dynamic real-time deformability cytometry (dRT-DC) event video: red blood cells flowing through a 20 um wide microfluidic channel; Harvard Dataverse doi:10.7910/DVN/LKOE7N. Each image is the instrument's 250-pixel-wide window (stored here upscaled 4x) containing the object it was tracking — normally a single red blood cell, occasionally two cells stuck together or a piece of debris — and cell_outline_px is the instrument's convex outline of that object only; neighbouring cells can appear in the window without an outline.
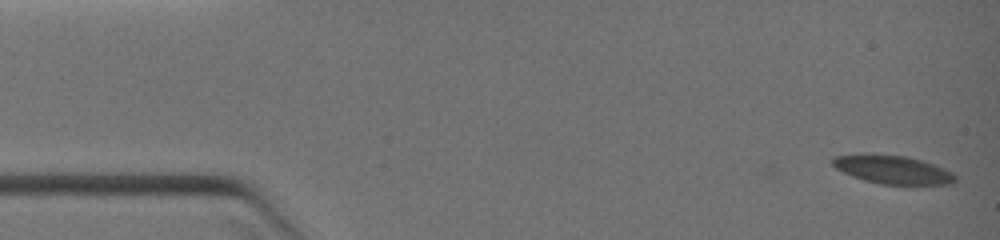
{"species": "common noctule bat (a hibernating species)", "species_latin": "Nyctalus noctula", "temperature_condition": "warm", "stored_images_in_passage": 28, "camera_frame_rate_fps": 3000, "um_per_image_px": 0.085, "animal": {"sex": "female", "body_mass_g": 19.0, "forearm_length_mm": 51.5}, "frame": {"image": 1, "passage_image": 1, "time_ms": 0.0, "image_size_px": [1000, 240], "cell_outline_px": [[956, 180], [952, 184], [884, 184], [864, 180], [852, 176], [836, 168], [832, 164], [832, 160], [836, 156], [872, 152], [908, 156], [944, 168], [952, 172], [956, 176]], "centroid_in_image_um": [75.87, 14.39], "position_along_channel_um": 9.1, "area_um2": 20.4}}
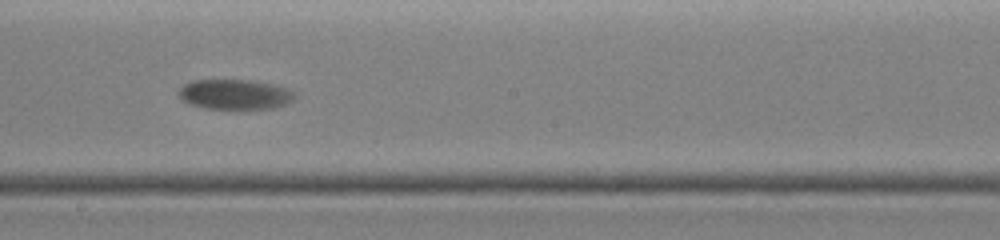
{"frame": {"image": 2, "passage_image": 15, "time_ms": 7.0, "image_size_px": [1000, 240], "cell_outline_px": [[296, 96], [292, 100], [276, 108], [244, 112], [204, 108], [188, 104], [176, 92], [184, 84], [192, 80], [252, 80], [272, 84], [288, 88], [296, 92]], "centroid_in_image_um": [19.99, 8.07], "position_along_channel_um": 228.2, "area_um2": 21.33}}
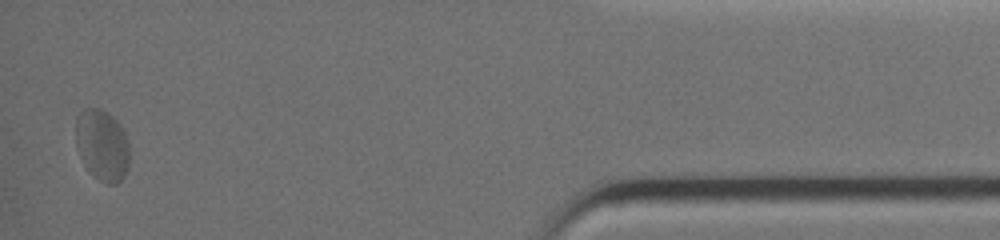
{"frame": {"image": 3, "passage_image": 26, "time_ms": 12.333, "image_size_px": [1000, 240], "cell_outline_px": [[128, 168], [124, 176], [116, 184], [108, 184], [100, 180], [84, 164], [76, 148], [76, 116], [84, 108], [100, 108], [108, 112], [120, 124], [124, 132], [128, 144]], "centroid_in_image_um": [8.67, 12.3], "position_along_channel_um": 426.5, "area_um2": 22.2}}